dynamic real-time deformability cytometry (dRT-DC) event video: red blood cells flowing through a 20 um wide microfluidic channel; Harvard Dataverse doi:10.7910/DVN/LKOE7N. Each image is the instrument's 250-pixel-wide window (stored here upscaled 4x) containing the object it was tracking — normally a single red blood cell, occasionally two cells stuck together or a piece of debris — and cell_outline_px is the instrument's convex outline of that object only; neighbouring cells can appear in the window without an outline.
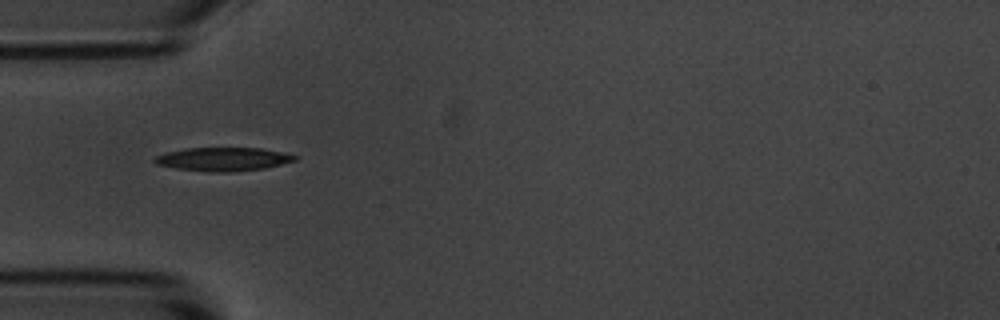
{"species": "common noctule bat (a hibernating species)", "species_latin": "Nyctalus noctula", "temperature_condition": "room temperature", "stored_images_in_passage": 6, "camera_frame_rate_fps": 3000, "um_per_image_px": 0.085, "animal": {"sex": "male", "body_mass_g": 20.1, "forearm_length_mm": 53.5}, "frame": {"image": 1, "passage_image": 4, "time_ms": 4.333, "image_size_px": [1000, 320], "cell_outline_px": [[300, 156], [296, 160], [264, 168], [232, 172], [208, 172], [176, 168], [156, 164], [152, 160], [156, 156], [164, 152], [184, 148], [260, 148]], "centroid_in_image_um": [18.92, 13.53], "position_along_channel_um": 66.1, "area_um2": 19.25}}
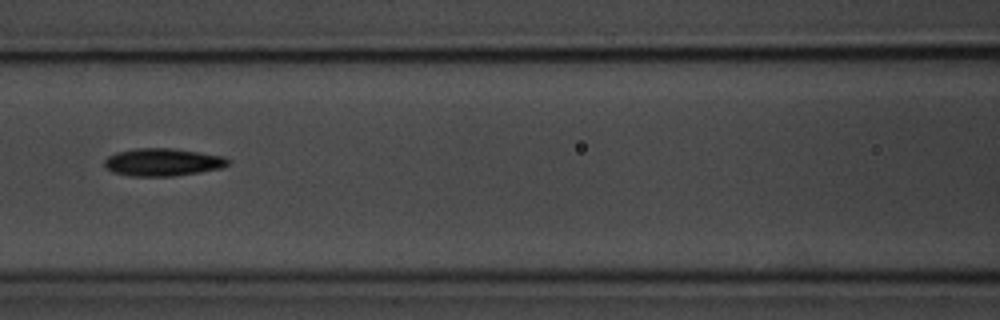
{"frame": {"image": 2, "passage_image": 6, "time_ms": 6.667, "image_size_px": [1000, 320], "cell_outline_px": [[232, 160], [228, 164], [220, 168], [200, 172], [172, 176], [132, 176], [112, 172], [104, 164], [104, 160], [108, 156], [116, 152], [136, 148], [172, 148], [224, 156]], "centroid_in_image_um": [13.83, 13.78], "position_along_channel_um": 152.8, "area_um2": 19.88}}